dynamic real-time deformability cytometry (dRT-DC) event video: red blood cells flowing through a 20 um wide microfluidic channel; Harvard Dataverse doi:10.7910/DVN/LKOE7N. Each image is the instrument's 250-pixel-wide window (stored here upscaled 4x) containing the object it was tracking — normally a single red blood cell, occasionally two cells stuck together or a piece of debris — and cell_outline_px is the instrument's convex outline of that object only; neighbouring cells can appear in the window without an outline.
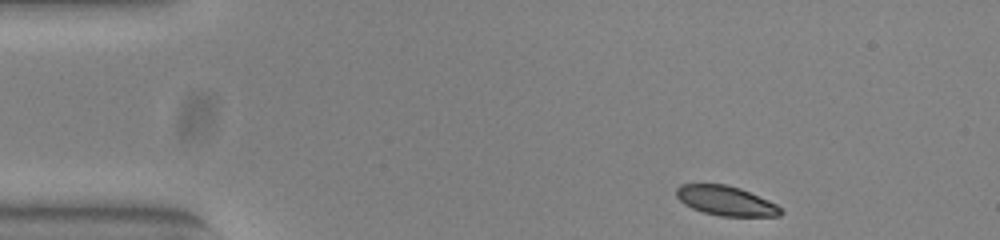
{"species": "common noctule bat (a hibernating species)", "species_latin": "Nyctalus noctula", "temperature_condition": "warm", "stored_images_in_passage": 47, "camera_frame_rate_fps": 3000, "um_per_image_px": 0.085, "animal": {"sex": "female", "body_mass_g": 23.0, "forearm_length_mm": 53.4}, "frame": {"image": 1, "passage_image": 1, "time_ms": 0.0, "image_size_px": [1000, 240], "cell_outline_px": [[784, 212], [780, 216], [720, 216], [704, 212], [692, 208], [684, 204], [676, 196], [676, 188], [680, 184], [724, 184], [740, 188], [768, 200], [776, 204]], "centroid_in_image_um": [61.69, 17.06], "position_along_channel_um": 23.3, "area_um2": 17.92}}
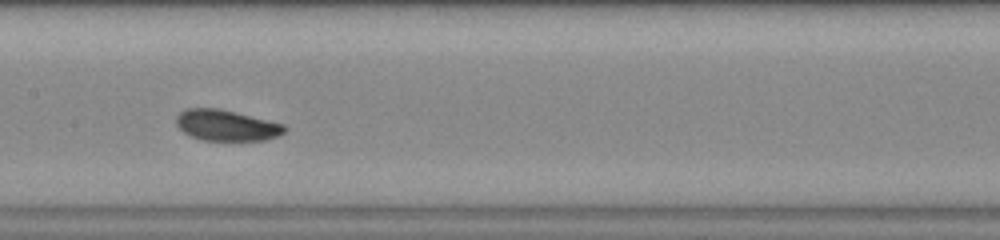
{"frame": {"image": 2, "passage_image": 20, "time_ms": 6.333, "image_size_px": [1000, 240], "cell_outline_px": [[288, 128], [284, 132], [276, 136], [264, 140], [200, 140], [184, 132], [176, 124], [176, 116], [180, 112], [188, 108], [220, 108], [284, 124]], "centroid_in_image_um": [19.24, 10.64], "position_along_channel_um": 188.2, "area_um2": 19.42}}
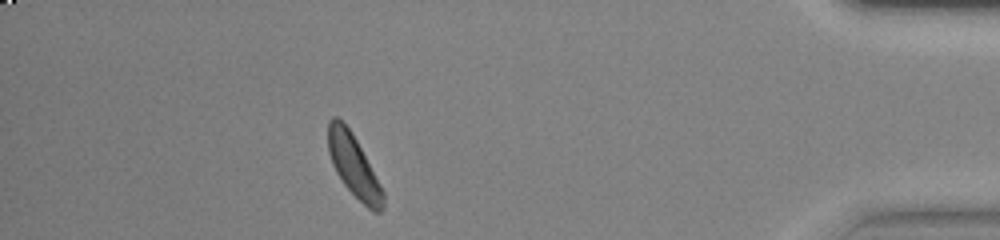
{"frame": {"image": 3, "passage_image": 41, "time_ms": 13.333, "image_size_px": [1000, 240], "cell_outline_px": [[384, 208], [380, 212], [372, 212], [344, 184], [336, 172], [332, 164], [328, 152], [328, 120], [332, 116], [336, 116], [352, 132], [380, 184], [384, 192]], "centroid_in_image_um": [30.06, 14.09], "position_along_channel_um": 405.1, "area_um2": 19.59}, "authors_computed_cell_mechanics": {"area_um2": 19.5364, "velocity_mm_per_s": 3.8434, "shape_relaxation_time_tau1_ms": 5.4183, "shape_relaxation_time_tau2_ms": null, "deformation_change_tau1": 0.161, "deformation_change_tau2": null}}